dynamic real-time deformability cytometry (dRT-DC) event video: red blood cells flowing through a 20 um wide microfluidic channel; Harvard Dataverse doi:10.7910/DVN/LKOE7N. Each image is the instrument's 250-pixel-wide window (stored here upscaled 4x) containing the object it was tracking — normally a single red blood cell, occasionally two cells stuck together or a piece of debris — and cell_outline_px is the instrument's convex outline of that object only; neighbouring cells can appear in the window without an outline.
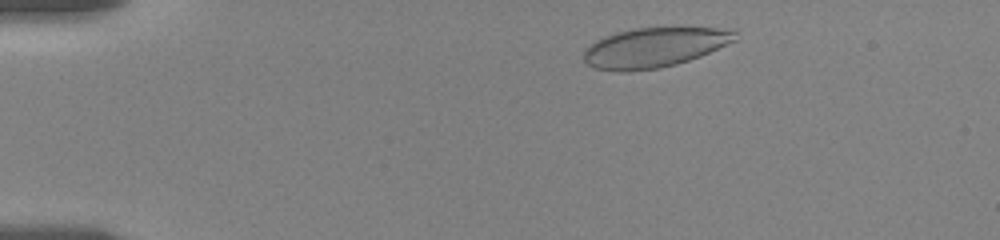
{"species": "human", "species_latin": "Homo sapiens", "temperature_condition": "room temperature", "stored_images_in_passage": 8, "camera_frame_rate_fps": 3000, "um_per_image_px": 0.085, "donor": {"sex": "female"}, "frame": {"image": 1, "passage_image": 2, "time_ms": 0.667, "image_size_px": [1000, 240], "cell_outline_px": [[740, 40], [700, 56], [676, 64], [660, 68], [624, 72], [616, 72], [592, 68], [584, 60], [584, 48], [596, 40], [604, 36], [616, 32], [632, 28], [736, 28]], "centroid_in_image_um": [55.66, 4.03], "position_along_channel_um": 29.3, "area_um2": 35.66}}
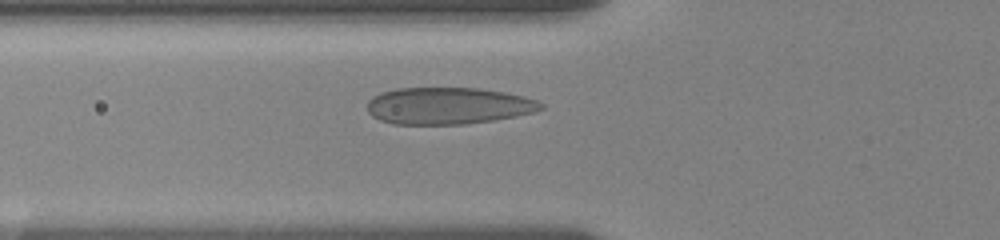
{"frame": {"image": 2, "passage_image": 8, "time_ms": 4.333, "image_size_px": [1000, 240], "cell_outline_px": [[544, 108], [536, 112], [496, 120], [464, 124], [392, 124], [380, 120], [372, 116], [368, 112], [368, 100], [372, 96], [380, 92], [396, 88], [480, 88], [504, 92], [524, 96], [536, 100], [544, 104]], "centroid_in_image_um": [38.1, 8.99], "position_along_channel_um": 87.7, "area_um2": 37.63}}